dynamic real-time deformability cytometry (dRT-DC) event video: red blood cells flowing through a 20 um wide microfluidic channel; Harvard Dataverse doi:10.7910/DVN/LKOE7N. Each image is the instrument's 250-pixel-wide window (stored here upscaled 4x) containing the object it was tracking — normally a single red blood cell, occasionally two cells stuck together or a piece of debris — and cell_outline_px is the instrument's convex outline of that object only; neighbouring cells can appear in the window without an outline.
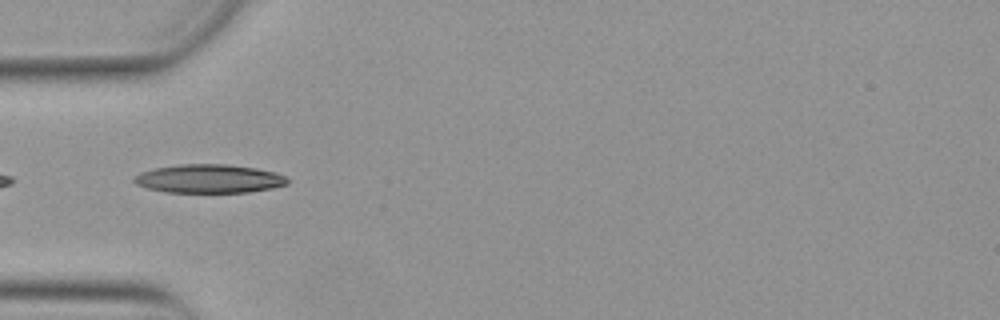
{"species": "Egyptian fruit bat (a non-hibernating species)", "species_latin": "Rousettus aegyptiacus", "temperature_condition": "warm", "stored_images_in_passage": 5, "camera_frame_rate_fps": 3000, "um_per_image_px": 0.085, "animal": {"sex": "female"}, "frame": {"image": 1, "passage_image": 1, "time_ms": 0.0, "image_size_px": [1000, 320], "cell_outline_px": [[288, 184], [272, 188], [248, 192], [164, 192], [148, 188], [136, 184], [132, 180], [140, 172], [156, 168], [180, 164], [228, 164], [256, 168], [276, 172], [284, 176], [288, 180]], "centroid_in_image_um": [17.78, 15.19], "position_along_channel_um": 67.2, "area_um2": 25.49}}